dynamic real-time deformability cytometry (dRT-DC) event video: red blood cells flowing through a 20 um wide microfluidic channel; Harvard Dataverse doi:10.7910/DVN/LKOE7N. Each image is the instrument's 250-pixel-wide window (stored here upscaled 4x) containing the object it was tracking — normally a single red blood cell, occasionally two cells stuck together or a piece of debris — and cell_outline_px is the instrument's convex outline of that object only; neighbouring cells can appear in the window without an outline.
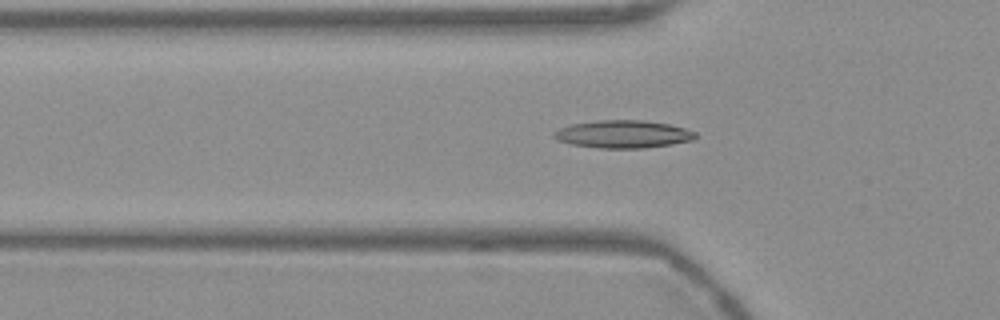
{"species": "Egyptian fruit bat (a non-hibernating species)", "species_latin": "Rousettus aegyptiacus", "temperature_condition": "warm", "stored_images_in_passage": 54, "camera_frame_rate_fps": 3000, "um_per_image_px": 0.085, "frame": {"image": 1, "passage_image": 18, "time_ms": 5.667, "image_size_px": [1000, 320], "cell_outline_px": [[696, 136], [692, 140], [672, 144], [644, 148], [600, 148], [572, 144], [556, 140], [552, 136], [552, 132], [560, 128], [572, 124], [596, 120], [644, 120], [668, 124], [684, 128], [696, 132]], "centroid_in_image_um": [52.93, 11.4], "position_along_channel_um": 72.9, "area_um2": 22.83}}
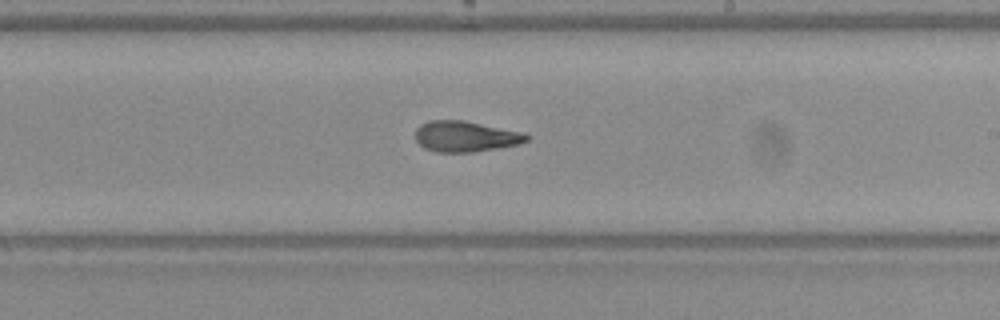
{"frame": {"image": 2, "passage_image": 32, "time_ms": 10.333, "image_size_px": [1000, 320], "cell_outline_px": [[528, 140], [520, 144], [472, 152], [436, 152], [424, 148], [416, 140], [416, 128], [420, 124], [428, 120], [464, 120], [524, 132], [528, 136]], "centroid_in_image_um": [39.56, 11.59], "position_along_channel_um": 249.4, "area_um2": 20.0}}
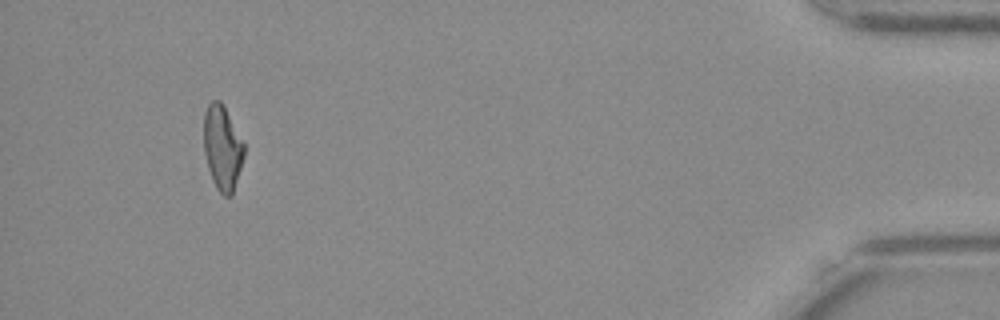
{"frame": {"image": 3, "passage_image": 51, "time_ms": 16.667, "image_size_px": [1000, 320], "cell_outline_px": [[244, 156], [232, 196], [224, 196], [216, 188], [212, 180], [208, 168], [204, 152], [204, 112], [208, 104], [212, 100], [220, 100], [224, 104], [244, 144]], "centroid_in_image_um": [18.89, 12.54], "position_along_channel_um": 416.3, "area_um2": 19.94}, "authors_computed_cell_mechanics": {"area_um2": 20.519, "velocity_mm_per_s": 3.7621, "shape_relaxation_time_tau1_ms": null, "shape_relaxation_time_tau2_ms": 2.7583, "deformation_change_tau1": null, "deformation_change_tau2": 0.1153}}